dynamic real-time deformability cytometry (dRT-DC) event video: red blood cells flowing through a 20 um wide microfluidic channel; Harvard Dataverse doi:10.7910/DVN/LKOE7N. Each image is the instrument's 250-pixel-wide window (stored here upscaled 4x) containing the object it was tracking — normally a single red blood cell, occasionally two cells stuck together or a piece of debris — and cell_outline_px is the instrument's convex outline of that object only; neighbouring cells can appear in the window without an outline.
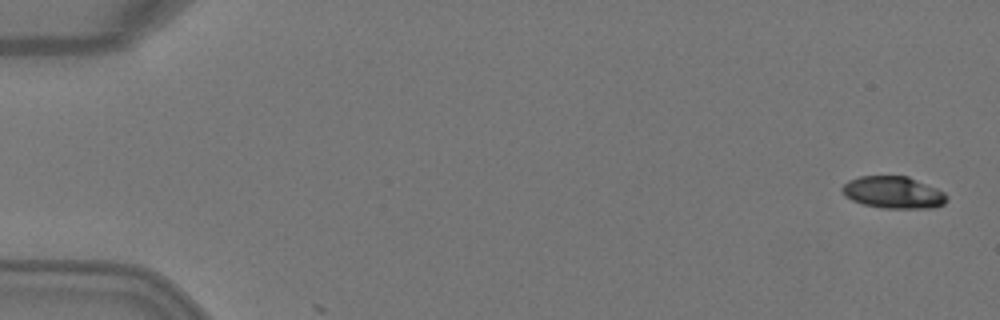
{"species": "Egyptian fruit bat (a non-hibernating species)", "species_latin": "Rousettus aegyptiacus", "temperature_condition": "warm", "stored_images_in_passage": 7, "camera_frame_rate_fps": 3000, "um_per_image_px": 0.085, "animal": {"sex": "female"}, "frame": {"image": 1, "passage_image": 1, "time_ms": 0.0, "image_size_px": [1000, 320], "cell_outline_px": [[948, 200], [944, 204], [932, 208], [884, 208], [864, 204], [852, 200], [844, 196], [840, 188], [848, 180], [860, 176], [908, 176], [936, 188], [944, 192], [948, 196]], "centroid_in_image_um": [75.93, 16.35], "position_along_channel_um": 9.1, "area_um2": 19.59}}
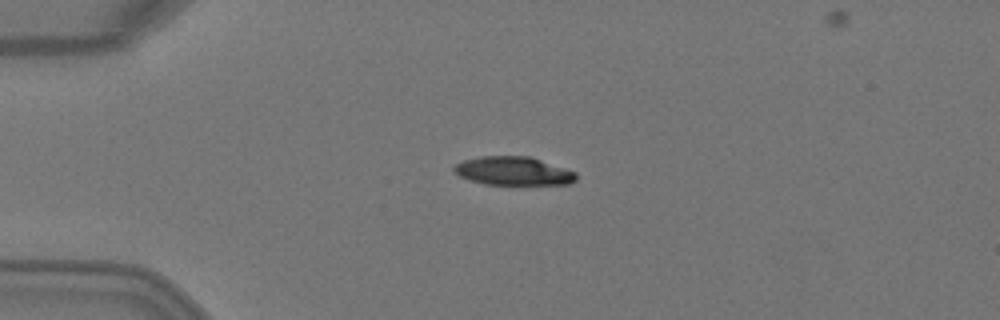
{"frame": {"image": 2, "passage_image": 4, "time_ms": 1.0, "image_size_px": [1000, 320], "cell_outline_px": [[576, 180], [568, 184], [484, 184], [460, 176], [452, 168], [456, 164], [464, 160], [480, 156], [532, 156], [576, 172]], "centroid_in_image_um": [43.66, 14.52], "position_along_channel_um": 41.3, "area_um2": 20.17}}
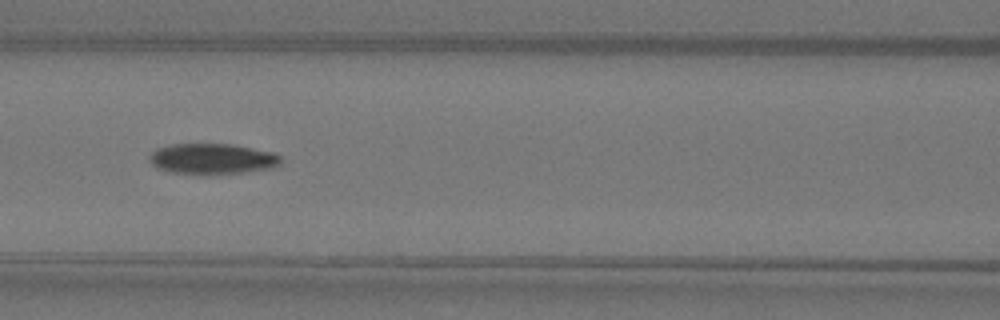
{"frame": {"image": 3, "passage_image": 7, "time_ms": 2.0, "image_size_px": [1000, 320], "cell_outline_px": [[280, 164], [276, 168], [216, 176], [208, 176], [172, 172], [156, 168], [152, 164], [148, 156], [156, 148], [172, 144], [232, 144], [276, 152], [280, 156]], "centroid_in_image_um": [18.08, 13.53], "position_along_channel_um": 148.5, "area_um2": 24.28}}